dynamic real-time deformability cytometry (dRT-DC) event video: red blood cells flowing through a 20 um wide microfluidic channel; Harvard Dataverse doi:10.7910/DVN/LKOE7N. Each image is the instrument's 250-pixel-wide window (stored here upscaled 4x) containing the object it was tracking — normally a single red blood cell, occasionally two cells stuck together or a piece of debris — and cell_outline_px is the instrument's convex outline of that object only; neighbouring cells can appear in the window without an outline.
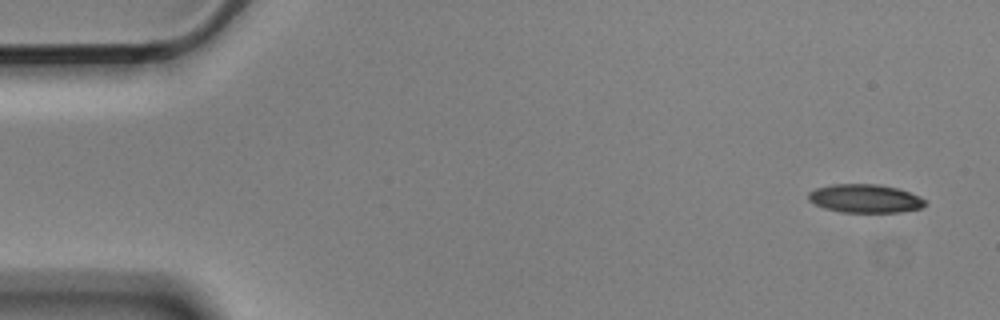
{"species": "Egyptian fruit bat (a non-hibernating species)", "species_latin": "Rousettus aegyptiacus", "temperature_condition": "cold", "stored_images_in_passage": 5, "camera_frame_rate_fps": 3000, "um_per_image_px": 0.085, "animal": {"sex": "male"}, "frame": {"image": 1, "passage_image": 1, "time_ms": 0.0, "image_size_px": [1000, 320], "cell_outline_px": [[928, 204], [920, 208], [900, 212], [840, 212], [824, 208], [808, 200], [808, 192], [816, 188], [832, 184], [880, 184], [896, 188], [920, 196], [928, 200]], "centroid_in_image_um": [73.55, 16.87], "position_along_channel_um": 11.5, "area_um2": 19.48}}
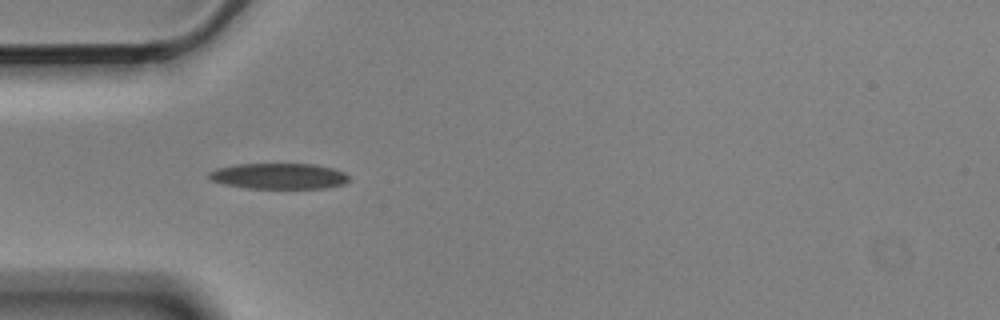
{"frame": {"image": 2, "passage_image": 5, "time_ms": 1.333, "image_size_px": [1000, 320], "cell_outline_px": [[348, 180], [344, 184], [324, 188], [244, 188], [224, 184], [208, 180], [208, 172], [216, 168], [236, 164], [316, 164], [332, 168], [344, 172], [348, 176]], "centroid_in_image_um": [23.65, 14.97], "position_along_channel_um": 61.4, "area_um2": 21.15}}